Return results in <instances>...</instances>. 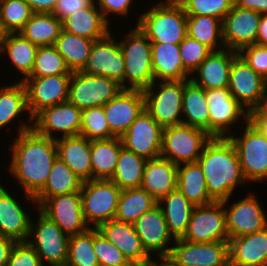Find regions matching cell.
I'll use <instances>...</instances> for the list:
<instances>
[{"mask_svg": "<svg viewBox=\"0 0 267 266\" xmlns=\"http://www.w3.org/2000/svg\"><path fill=\"white\" fill-rule=\"evenodd\" d=\"M9 147L11 161L6 170L24 191L25 203L31 202L37 209L34 196L44 187L58 157L55 139L42 136L32 128L14 137Z\"/></svg>", "mask_w": 267, "mask_h": 266, "instance_id": "obj_1", "label": "cell"}, {"mask_svg": "<svg viewBox=\"0 0 267 266\" xmlns=\"http://www.w3.org/2000/svg\"><path fill=\"white\" fill-rule=\"evenodd\" d=\"M197 162L204 173L207 191L214 201L233 198L237 186L247 182L235 146L228 137H212Z\"/></svg>", "mask_w": 267, "mask_h": 266, "instance_id": "obj_2", "label": "cell"}, {"mask_svg": "<svg viewBox=\"0 0 267 266\" xmlns=\"http://www.w3.org/2000/svg\"><path fill=\"white\" fill-rule=\"evenodd\" d=\"M154 6L139 13L136 18L140 30L151 43L180 44L187 36V14L184 7L158 1Z\"/></svg>", "mask_w": 267, "mask_h": 266, "instance_id": "obj_3", "label": "cell"}, {"mask_svg": "<svg viewBox=\"0 0 267 266\" xmlns=\"http://www.w3.org/2000/svg\"><path fill=\"white\" fill-rule=\"evenodd\" d=\"M118 39L124 57V89L144 90L154 82L151 41L133 26Z\"/></svg>", "mask_w": 267, "mask_h": 266, "instance_id": "obj_4", "label": "cell"}, {"mask_svg": "<svg viewBox=\"0 0 267 266\" xmlns=\"http://www.w3.org/2000/svg\"><path fill=\"white\" fill-rule=\"evenodd\" d=\"M239 125L240 134L234 131L228 138L235 146L243 176L248 184L263 183L267 179V133L251 120L243 125L244 128Z\"/></svg>", "mask_w": 267, "mask_h": 266, "instance_id": "obj_5", "label": "cell"}, {"mask_svg": "<svg viewBox=\"0 0 267 266\" xmlns=\"http://www.w3.org/2000/svg\"><path fill=\"white\" fill-rule=\"evenodd\" d=\"M36 212L38 217L36 221L31 219L27 242L36 251L43 266H65L70 236L39 208Z\"/></svg>", "mask_w": 267, "mask_h": 266, "instance_id": "obj_6", "label": "cell"}, {"mask_svg": "<svg viewBox=\"0 0 267 266\" xmlns=\"http://www.w3.org/2000/svg\"><path fill=\"white\" fill-rule=\"evenodd\" d=\"M212 137L200 128L178 124L163 128L161 157L177 166L198 161Z\"/></svg>", "mask_w": 267, "mask_h": 266, "instance_id": "obj_7", "label": "cell"}, {"mask_svg": "<svg viewBox=\"0 0 267 266\" xmlns=\"http://www.w3.org/2000/svg\"><path fill=\"white\" fill-rule=\"evenodd\" d=\"M121 192L113 181L107 179H92L82 183V212L90 228H97L115 219Z\"/></svg>", "mask_w": 267, "mask_h": 266, "instance_id": "obj_8", "label": "cell"}, {"mask_svg": "<svg viewBox=\"0 0 267 266\" xmlns=\"http://www.w3.org/2000/svg\"><path fill=\"white\" fill-rule=\"evenodd\" d=\"M143 94L145 110L162 128L182 123L183 80L154 81Z\"/></svg>", "mask_w": 267, "mask_h": 266, "instance_id": "obj_9", "label": "cell"}, {"mask_svg": "<svg viewBox=\"0 0 267 266\" xmlns=\"http://www.w3.org/2000/svg\"><path fill=\"white\" fill-rule=\"evenodd\" d=\"M122 89L114 79L75 71L71 74L67 101L80 110L104 106Z\"/></svg>", "mask_w": 267, "mask_h": 266, "instance_id": "obj_10", "label": "cell"}, {"mask_svg": "<svg viewBox=\"0 0 267 266\" xmlns=\"http://www.w3.org/2000/svg\"><path fill=\"white\" fill-rule=\"evenodd\" d=\"M206 101L209 106L211 137H229L234 132L231 126L242 121L243 125L250 120V114L232 96L228 88L206 90Z\"/></svg>", "mask_w": 267, "mask_h": 266, "instance_id": "obj_11", "label": "cell"}, {"mask_svg": "<svg viewBox=\"0 0 267 266\" xmlns=\"http://www.w3.org/2000/svg\"><path fill=\"white\" fill-rule=\"evenodd\" d=\"M166 260L173 266H229V243H195L175 239Z\"/></svg>", "mask_w": 267, "mask_h": 266, "instance_id": "obj_12", "label": "cell"}, {"mask_svg": "<svg viewBox=\"0 0 267 266\" xmlns=\"http://www.w3.org/2000/svg\"><path fill=\"white\" fill-rule=\"evenodd\" d=\"M181 239L195 243L229 241L223 201L195 206Z\"/></svg>", "mask_w": 267, "mask_h": 266, "instance_id": "obj_13", "label": "cell"}, {"mask_svg": "<svg viewBox=\"0 0 267 266\" xmlns=\"http://www.w3.org/2000/svg\"><path fill=\"white\" fill-rule=\"evenodd\" d=\"M257 197V193L248 192L240 201L229 203L230 198L223 201L229 238L252 234L267 227L266 211Z\"/></svg>", "mask_w": 267, "mask_h": 266, "instance_id": "obj_14", "label": "cell"}, {"mask_svg": "<svg viewBox=\"0 0 267 266\" xmlns=\"http://www.w3.org/2000/svg\"><path fill=\"white\" fill-rule=\"evenodd\" d=\"M228 89L251 114L267 97V80L256 73L238 54L232 62Z\"/></svg>", "mask_w": 267, "mask_h": 266, "instance_id": "obj_15", "label": "cell"}, {"mask_svg": "<svg viewBox=\"0 0 267 266\" xmlns=\"http://www.w3.org/2000/svg\"><path fill=\"white\" fill-rule=\"evenodd\" d=\"M113 33L110 31L105 37L93 42L90 55L80 71L114 79L124 89V57Z\"/></svg>", "mask_w": 267, "mask_h": 266, "instance_id": "obj_16", "label": "cell"}, {"mask_svg": "<svg viewBox=\"0 0 267 266\" xmlns=\"http://www.w3.org/2000/svg\"><path fill=\"white\" fill-rule=\"evenodd\" d=\"M81 117L82 110L66 101L40 111L33 118V129L38 134L55 140L78 136L81 130Z\"/></svg>", "mask_w": 267, "mask_h": 266, "instance_id": "obj_17", "label": "cell"}, {"mask_svg": "<svg viewBox=\"0 0 267 266\" xmlns=\"http://www.w3.org/2000/svg\"><path fill=\"white\" fill-rule=\"evenodd\" d=\"M71 74L48 77H28L23 82L26 89L27 108L33 119L47 107L66 102Z\"/></svg>", "mask_w": 267, "mask_h": 266, "instance_id": "obj_18", "label": "cell"}, {"mask_svg": "<svg viewBox=\"0 0 267 266\" xmlns=\"http://www.w3.org/2000/svg\"><path fill=\"white\" fill-rule=\"evenodd\" d=\"M133 224L143 248L152 258L166 259L169 256L175 239L169 233L164 214L158 205L144 212Z\"/></svg>", "mask_w": 267, "mask_h": 266, "instance_id": "obj_19", "label": "cell"}, {"mask_svg": "<svg viewBox=\"0 0 267 266\" xmlns=\"http://www.w3.org/2000/svg\"><path fill=\"white\" fill-rule=\"evenodd\" d=\"M163 128L144 109L120 137L123 147L149 160L160 157Z\"/></svg>", "mask_w": 267, "mask_h": 266, "instance_id": "obj_20", "label": "cell"}, {"mask_svg": "<svg viewBox=\"0 0 267 266\" xmlns=\"http://www.w3.org/2000/svg\"><path fill=\"white\" fill-rule=\"evenodd\" d=\"M39 209L69 236L90 229L82 212L80 191L49 197Z\"/></svg>", "mask_w": 267, "mask_h": 266, "instance_id": "obj_21", "label": "cell"}, {"mask_svg": "<svg viewBox=\"0 0 267 266\" xmlns=\"http://www.w3.org/2000/svg\"><path fill=\"white\" fill-rule=\"evenodd\" d=\"M261 14L242 9L233 4L222 20V37L225 48L239 52L242 48L256 44Z\"/></svg>", "mask_w": 267, "mask_h": 266, "instance_id": "obj_22", "label": "cell"}, {"mask_svg": "<svg viewBox=\"0 0 267 266\" xmlns=\"http://www.w3.org/2000/svg\"><path fill=\"white\" fill-rule=\"evenodd\" d=\"M103 108L110 132L121 137L145 109L143 90L122 89Z\"/></svg>", "mask_w": 267, "mask_h": 266, "instance_id": "obj_23", "label": "cell"}, {"mask_svg": "<svg viewBox=\"0 0 267 266\" xmlns=\"http://www.w3.org/2000/svg\"><path fill=\"white\" fill-rule=\"evenodd\" d=\"M96 229L123 253L127 261L137 266H149L155 259L143 248L133 223L111 219Z\"/></svg>", "mask_w": 267, "mask_h": 266, "instance_id": "obj_24", "label": "cell"}, {"mask_svg": "<svg viewBox=\"0 0 267 266\" xmlns=\"http://www.w3.org/2000/svg\"><path fill=\"white\" fill-rule=\"evenodd\" d=\"M0 185V235L16 242H27L30 231L31 215L25 210L19 199L9 187Z\"/></svg>", "mask_w": 267, "mask_h": 266, "instance_id": "obj_25", "label": "cell"}, {"mask_svg": "<svg viewBox=\"0 0 267 266\" xmlns=\"http://www.w3.org/2000/svg\"><path fill=\"white\" fill-rule=\"evenodd\" d=\"M10 84L0 86V130L11 127L10 124L15 127L13 123L17 122V124L20 123L18 128L15 127L18 129L15 132L18 135L33 128V119L27 108L26 89L23 82L16 80ZM23 114H27V121L23 119L25 118Z\"/></svg>", "mask_w": 267, "mask_h": 266, "instance_id": "obj_26", "label": "cell"}, {"mask_svg": "<svg viewBox=\"0 0 267 266\" xmlns=\"http://www.w3.org/2000/svg\"><path fill=\"white\" fill-rule=\"evenodd\" d=\"M237 55L238 52L227 48L212 51L191 74L190 79L205 90L228 88L230 69Z\"/></svg>", "mask_w": 267, "mask_h": 266, "instance_id": "obj_27", "label": "cell"}, {"mask_svg": "<svg viewBox=\"0 0 267 266\" xmlns=\"http://www.w3.org/2000/svg\"><path fill=\"white\" fill-rule=\"evenodd\" d=\"M229 266H267V227L229 238Z\"/></svg>", "mask_w": 267, "mask_h": 266, "instance_id": "obj_28", "label": "cell"}, {"mask_svg": "<svg viewBox=\"0 0 267 266\" xmlns=\"http://www.w3.org/2000/svg\"><path fill=\"white\" fill-rule=\"evenodd\" d=\"M177 167L175 163L161 156L147 160L140 188L158 202L177 188Z\"/></svg>", "mask_w": 267, "mask_h": 266, "instance_id": "obj_29", "label": "cell"}, {"mask_svg": "<svg viewBox=\"0 0 267 266\" xmlns=\"http://www.w3.org/2000/svg\"><path fill=\"white\" fill-rule=\"evenodd\" d=\"M58 157L84 182L92 180L91 140L84 136L61 137L55 140Z\"/></svg>", "mask_w": 267, "mask_h": 266, "instance_id": "obj_30", "label": "cell"}, {"mask_svg": "<svg viewBox=\"0 0 267 266\" xmlns=\"http://www.w3.org/2000/svg\"><path fill=\"white\" fill-rule=\"evenodd\" d=\"M110 26L95 2L62 20V30L94 41L105 37Z\"/></svg>", "mask_w": 267, "mask_h": 266, "instance_id": "obj_31", "label": "cell"}, {"mask_svg": "<svg viewBox=\"0 0 267 266\" xmlns=\"http://www.w3.org/2000/svg\"><path fill=\"white\" fill-rule=\"evenodd\" d=\"M154 81L188 80L191 74L183 67L179 44L151 43Z\"/></svg>", "mask_w": 267, "mask_h": 266, "instance_id": "obj_32", "label": "cell"}, {"mask_svg": "<svg viewBox=\"0 0 267 266\" xmlns=\"http://www.w3.org/2000/svg\"><path fill=\"white\" fill-rule=\"evenodd\" d=\"M38 48L19 32L6 33L0 46V56H7L5 60L11 62L10 66H13L16 72L18 71L17 75L18 73L20 76L23 75L18 80L22 82L30 76L33 70Z\"/></svg>", "mask_w": 267, "mask_h": 266, "instance_id": "obj_33", "label": "cell"}, {"mask_svg": "<svg viewBox=\"0 0 267 266\" xmlns=\"http://www.w3.org/2000/svg\"><path fill=\"white\" fill-rule=\"evenodd\" d=\"M161 208L169 233L181 239L186 233L194 205L178 190H172L157 202Z\"/></svg>", "mask_w": 267, "mask_h": 266, "instance_id": "obj_34", "label": "cell"}, {"mask_svg": "<svg viewBox=\"0 0 267 266\" xmlns=\"http://www.w3.org/2000/svg\"><path fill=\"white\" fill-rule=\"evenodd\" d=\"M206 90L191 79L183 80L182 123L209 134V110Z\"/></svg>", "mask_w": 267, "mask_h": 266, "instance_id": "obj_35", "label": "cell"}, {"mask_svg": "<svg viewBox=\"0 0 267 266\" xmlns=\"http://www.w3.org/2000/svg\"><path fill=\"white\" fill-rule=\"evenodd\" d=\"M82 183L71 168L57 157L44 187L34 196L37 207L39 208L49 197L81 191Z\"/></svg>", "mask_w": 267, "mask_h": 266, "instance_id": "obj_36", "label": "cell"}, {"mask_svg": "<svg viewBox=\"0 0 267 266\" xmlns=\"http://www.w3.org/2000/svg\"><path fill=\"white\" fill-rule=\"evenodd\" d=\"M177 188L194 206L214 202L207 191L205 176L198 162L178 165Z\"/></svg>", "mask_w": 267, "mask_h": 266, "instance_id": "obj_37", "label": "cell"}, {"mask_svg": "<svg viewBox=\"0 0 267 266\" xmlns=\"http://www.w3.org/2000/svg\"><path fill=\"white\" fill-rule=\"evenodd\" d=\"M122 147L120 137L91 140L92 179L112 178Z\"/></svg>", "mask_w": 267, "mask_h": 266, "instance_id": "obj_38", "label": "cell"}, {"mask_svg": "<svg viewBox=\"0 0 267 266\" xmlns=\"http://www.w3.org/2000/svg\"><path fill=\"white\" fill-rule=\"evenodd\" d=\"M62 31V21L52 13H33L19 32L38 47L52 46Z\"/></svg>", "mask_w": 267, "mask_h": 266, "instance_id": "obj_39", "label": "cell"}, {"mask_svg": "<svg viewBox=\"0 0 267 266\" xmlns=\"http://www.w3.org/2000/svg\"><path fill=\"white\" fill-rule=\"evenodd\" d=\"M187 35L206 45L212 51L225 48L222 20L207 15H187Z\"/></svg>", "mask_w": 267, "mask_h": 266, "instance_id": "obj_40", "label": "cell"}, {"mask_svg": "<svg viewBox=\"0 0 267 266\" xmlns=\"http://www.w3.org/2000/svg\"><path fill=\"white\" fill-rule=\"evenodd\" d=\"M94 40L61 31L54 47L64 58L71 72L80 71L90 55Z\"/></svg>", "mask_w": 267, "mask_h": 266, "instance_id": "obj_41", "label": "cell"}, {"mask_svg": "<svg viewBox=\"0 0 267 266\" xmlns=\"http://www.w3.org/2000/svg\"><path fill=\"white\" fill-rule=\"evenodd\" d=\"M157 205V201L144 189L132 188L122 190L115 219L134 223L144 212Z\"/></svg>", "mask_w": 267, "mask_h": 266, "instance_id": "obj_42", "label": "cell"}, {"mask_svg": "<svg viewBox=\"0 0 267 266\" xmlns=\"http://www.w3.org/2000/svg\"><path fill=\"white\" fill-rule=\"evenodd\" d=\"M146 159L122 147L114 175L110 179L121 190L140 188Z\"/></svg>", "mask_w": 267, "mask_h": 266, "instance_id": "obj_43", "label": "cell"}, {"mask_svg": "<svg viewBox=\"0 0 267 266\" xmlns=\"http://www.w3.org/2000/svg\"><path fill=\"white\" fill-rule=\"evenodd\" d=\"M65 266H100L94 251V228L70 236Z\"/></svg>", "mask_w": 267, "mask_h": 266, "instance_id": "obj_44", "label": "cell"}, {"mask_svg": "<svg viewBox=\"0 0 267 266\" xmlns=\"http://www.w3.org/2000/svg\"><path fill=\"white\" fill-rule=\"evenodd\" d=\"M32 14L24 0H0V24L5 34L20 32Z\"/></svg>", "mask_w": 267, "mask_h": 266, "instance_id": "obj_45", "label": "cell"}, {"mask_svg": "<svg viewBox=\"0 0 267 266\" xmlns=\"http://www.w3.org/2000/svg\"><path fill=\"white\" fill-rule=\"evenodd\" d=\"M60 74H72L64 58L53 45L39 47L34 67L29 77H48Z\"/></svg>", "mask_w": 267, "mask_h": 266, "instance_id": "obj_46", "label": "cell"}, {"mask_svg": "<svg viewBox=\"0 0 267 266\" xmlns=\"http://www.w3.org/2000/svg\"><path fill=\"white\" fill-rule=\"evenodd\" d=\"M80 135L89 140L110 139L115 137L110 132L103 106L82 110Z\"/></svg>", "mask_w": 267, "mask_h": 266, "instance_id": "obj_47", "label": "cell"}, {"mask_svg": "<svg viewBox=\"0 0 267 266\" xmlns=\"http://www.w3.org/2000/svg\"><path fill=\"white\" fill-rule=\"evenodd\" d=\"M183 67L192 74L212 52L206 45L188 35L179 44Z\"/></svg>", "mask_w": 267, "mask_h": 266, "instance_id": "obj_48", "label": "cell"}, {"mask_svg": "<svg viewBox=\"0 0 267 266\" xmlns=\"http://www.w3.org/2000/svg\"><path fill=\"white\" fill-rule=\"evenodd\" d=\"M234 0H189L183 7L187 15H207L223 20Z\"/></svg>", "mask_w": 267, "mask_h": 266, "instance_id": "obj_49", "label": "cell"}, {"mask_svg": "<svg viewBox=\"0 0 267 266\" xmlns=\"http://www.w3.org/2000/svg\"><path fill=\"white\" fill-rule=\"evenodd\" d=\"M94 251L100 266L134 264L127 261L123 253L96 228H94Z\"/></svg>", "mask_w": 267, "mask_h": 266, "instance_id": "obj_50", "label": "cell"}, {"mask_svg": "<svg viewBox=\"0 0 267 266\" xmlns=\"http://www.w3.org/2000/svg\"><path fill=\"white\" fill-rule=\"evenodd\" d=\"M238 54L256 73L267 80V46L252 44L242 48Z\"/></svg>", "mask_w": 267, "mask_h": 266, "instance_id": "obj_51", "label": "cell"}, {"mask_svg": "<svg viewBox=\"0 0 267 266\" xmlns=\"http://www.w3.org/2000/svg\"><path fill=\"white\" fill-rule=\"evenodd\" d=\"M6 266H43V264L28 242H16Z\"/></svg>", "mask_w": 267, "mask_h": 266, "instance_id": "obj_52", "label": "cell"}, {"mask_svg": "<svg viewBox=\"0 0 267 266\" xmlns=\"http://www.w3.org/2000/svg\"><path fill=\"white\" fill-rule=\"evenodd\" d=\"M135 0H95L96 5L101 10L104 19L111 25L113 15L123 16L124 18L131 13V7ZM112 14V16H111Z\"/></svg>", "mask_w": 267, "mask_h": 266, "instance_id": "obj_53", "label": "cell"}, {"mask_svg": "<svg viewBox=\"0 0 267 266\" xmlns=\"http://www.w3.org/2000/svg\"><path fill=\"white\" fill-rule=\"evenodd\" d=\"M94 2L95 0H57L52 14L62 21L69 15L91 6Z\"/></svg>", "mask_w": 267, "mask_h": 266, "instance_id": "obj_54", "label": "cell"}, {"mask_svg": "<svg viewBox=\"0 0 267 266\" xmlns=\"http://www.w3.org/2000/svg\"><path fill=\"white\" fill-rule=\"evenodd\" d=\"M250 120L267 133V97L250 114Z\"/></svg>", "mask_w": 267, "mask_h": 266, "instance_id": "obj_55", "label": "cell"}, {"mask_svg": "<svg viewBox=\"0 0 267 266\" xmlns=\"http://www.w3.org/2000/svg\"><path fill=\"white\" fill-rule=\"evenodd\" d=\"M33 13H53L57 0H24Z\"/></svg>", "mask_w": 267, "mask_h": 266, "instance_id": "obj_56", "label": "cell"}, {"mask_svg": "<svg viewBox=\"0 0 267 266\" xmlns=\"http://www.w3.org/2000/svg\"><path fill=\"white\" fill-rule=\"evenodd\" d=\"M234 4L242 9L254 10L260 14L267 13V0H234Z\"/></svg>", "mask_w": 267, "mask_h": 266, "instance_id": "obj_57", "label": "cell"}, {"mask_svg": "<svg viewBox=\"0 0 267 266\" xmlns=\"http://www.w3.org/2000/svg\"><path fill=\"white\" fill-rule=\"evenodd\" d=\"M16 241L0 235V266H6Z\"/></svg>", "mask_w": 267, "mask_h": 266, "instance_id": "obj_58", "label": "cell"}, {"mask_svg": "<svg viewBox=\"0 0 267 266\" xmlns=\"http://www.w3.org/2000/svg\"><path fill=\"white\" fill-rule=\"evenodd\" d=\"M256 44L267 46V13L261 14L258 24Z\"/></svg>", "mask_w": 267, "mask_h": 266, "instance_id": "obj_59", "label": "cell"}, {"mask_svg": "<svg viewBox=\"0 0 267 266\" xmlns=\"http://www.w3.org/2000/svg\"><path fill=\"white\" fill-rule=\"evenodd\" d=\"M149 266H173V265L166 259H159V260L154 259Z\"/></svg>", "mask_w": 267, "mask_h": 266, "instance_id": "obj_60", "label": "cell"}, {"mask_svg": "<svg viewBox=\"0 0 267 266\" xmlns=\"http://www.w3.org/2000/svg\"><path fill=\"white\" fill-rule=\"evenodd\" d=\"M169 3L178 5V6H184L189 0H167Z\"/></svg>", "mask_w": 267, "mask_h": 266, "instance_id": "obj_61", "label": "cell"}, {"mask_svg": "<svg viewBox=\"0 0 267 266\" xmlns=\"http://www.w3.org/2000/svg\"><path fill=\"white\" fill-rule=\"evenodd\" d=\"M4 35H5V33L3 32L2 28H1V24H0V46H1L2 40L4 38Z\"/></svg>", "mask_w": 267, "mask_h": 266, "instance_id": "obj_62", "label": "cell"}, {"mask_svg": "<svg viewBox=\"0 0 267 266\" xmlns=\"http://www.w3.org/2000/svg\"><path fill=\"white\" fill-rule=\"evenodd\" d=\"M106 266H137L136 264H118V265H106Z\"/></svg>", "mask_w": 267, "mask_h": 266, "instance_id": "obj_63", "label": "cell"}]
</instances>
